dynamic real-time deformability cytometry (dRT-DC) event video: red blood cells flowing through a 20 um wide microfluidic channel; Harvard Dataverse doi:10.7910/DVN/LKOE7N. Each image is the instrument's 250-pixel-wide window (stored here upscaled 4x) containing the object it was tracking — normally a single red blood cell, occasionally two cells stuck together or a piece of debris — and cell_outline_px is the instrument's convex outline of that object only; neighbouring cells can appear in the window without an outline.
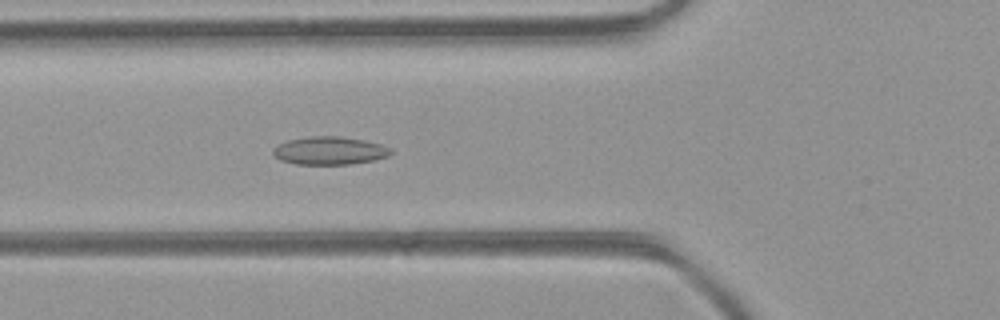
{"species": "common noctule bat (a hibernating species)", "species_latin": "Nyctalus noctula", "temperature_condition": "room temperature", "stored_images_in_passage": 35, "camera_frame_rate_fps": 3000, "um_per_image_px": 0.085, "animal": {"sex": "female", "body_mass_g": 21.9}, "frame": {"image": 1, "passage_image": 6, "time_ms": 1.667, "image_size_px": [1000, 320], "cell_outline_px": [[392, 152], [388, 156], [372, 160], [352, 164], [296, 164], [280, 160], [272, 152], [272, 148], [276, 144], [288, 140], [312, 136], [340, 136], [364, 140], [380, 144], [392, 148]], "centroid_in_image_um": [27.99, 12.8], "position_along_channel_um": 97.8, "area_um2": 19.25}}
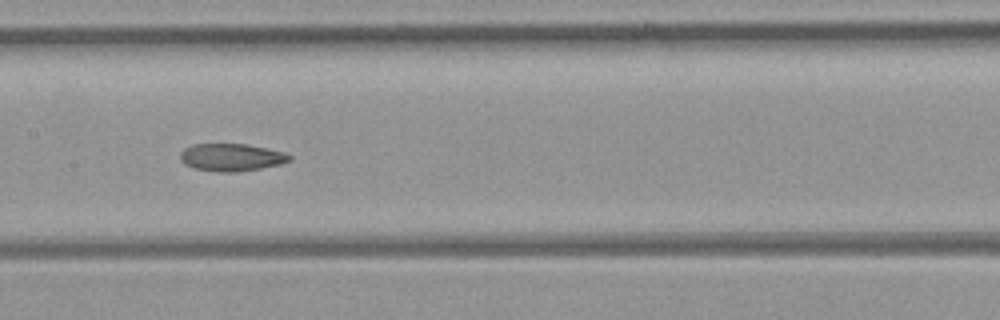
{"frame": {"image": 2, "passage_image": 12, "time_ms": 3.667, "image_size_px": [1000, 320], "cell_outline_px": [[292, 160], [280, 164], [260, 168], [236, 172], [216, 172], [192, 168], [184, 164], [180, 160], [180, 152], [184, 148], [192, 144], [244, 144], [268, 148], [284, 152], [292, 156]], "centroid_in_image_um": [19.64, 13.37], "position_along_channel_um": 187.8, "area_um2": 17.69}}
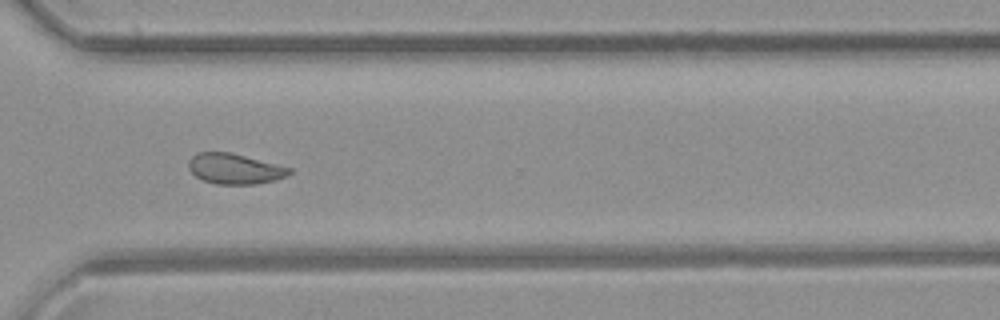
{"frame": {"image": 3, "passage_image": 23, "time_ms": 7.333, "image_size_px": [1000, 320], "cell_outline_px": [[292, 172], [276, 180], [256, 184], [216, 184], [204, 180], [196, 176], [188, 168], [188, 160], [196, 152], [228, 152], [292, 168]], "centroid_in_image_um": [19.92, 14.35], "position_along_channel_um": 350.7, "area_um2": 17.69}, "authors_computed_cell_mechanics": {"area_um2": 18.3226, "velocity_mm_per_s": 4.4488, "shape_relaxation_time_tau1_ms": null, "shape_relaxation_time_tau2_ms": 2.4312, "deformation_change_tau1": null, "deformation_change_tau2": 0.0704}}